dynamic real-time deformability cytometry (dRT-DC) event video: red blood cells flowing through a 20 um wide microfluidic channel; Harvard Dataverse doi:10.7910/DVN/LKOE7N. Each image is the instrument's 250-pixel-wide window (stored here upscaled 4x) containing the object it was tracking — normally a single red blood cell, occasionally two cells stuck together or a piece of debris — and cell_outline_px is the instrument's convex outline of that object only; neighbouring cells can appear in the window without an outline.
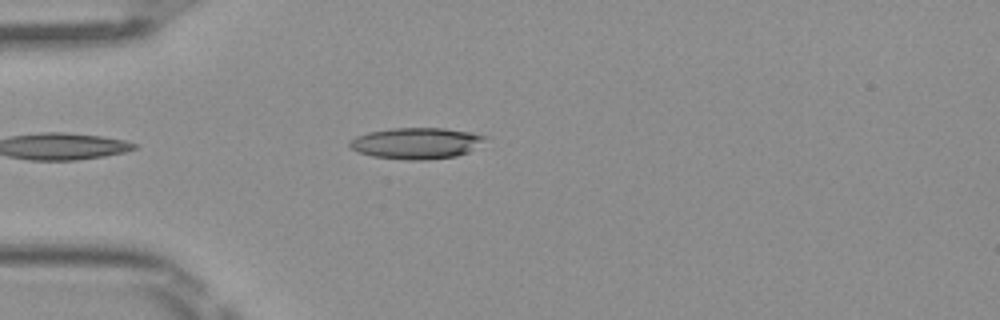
{"species": "Egyptian fruit bat (a non-hibernating species)", "species_latin": "Rousettus aegyptiacus", "temperature_condition": "room temperature", "stored_images_in_passage": 5, "camera_frame_rate_fps": 3000, "um_per_image_px": 0.085, "frame": {"image": 1, "passage_image": 4, "time_ms": 1.0, "image_size_px": [1000, 320], "cell_outline_px": [[488, 136], [484, 140], [468, 152], [456, 156], [424, 160], [408, 160], [372, 156], [360, 152], [352, 148], [348, 144], [348, 140], [356, 136], [368, 132], [392, 128], [444, 128], [472, 132]], "centroid_in_image_um": [35.37, 12.16], "position_along_channel_um": 49.6, "area_um2": 24.57}}